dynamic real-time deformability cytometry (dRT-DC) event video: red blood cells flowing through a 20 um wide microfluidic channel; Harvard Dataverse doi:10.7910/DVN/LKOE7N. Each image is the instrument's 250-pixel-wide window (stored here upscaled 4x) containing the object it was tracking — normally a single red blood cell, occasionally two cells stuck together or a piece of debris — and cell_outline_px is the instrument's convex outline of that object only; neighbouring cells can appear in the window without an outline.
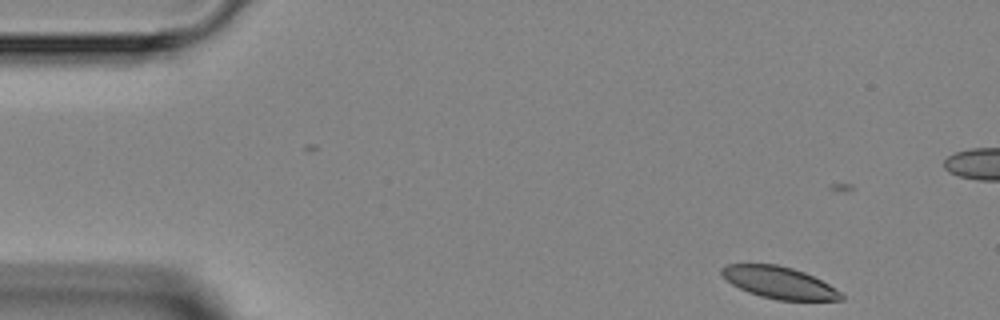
{"species": "Egyptian fruit bat (a non-hibernating species)", "species_latin": "Rousettus aegyptiacus", "temperature_condition": "room temperature", "stored_images_in_passage": 3, "camera_frame_rate_fps": 3000, "um_per_image_px": 0.085, "animal": {"sex": "female"}, "frame": {"image": 1, "passage_image": 1, "time_ms": 0.0, "image_size_px": [1000, 320], "cell_outline_px": [[844, 300], [776, 300], [760, 296], [748, 292], [732, 284], [720, 272], [720, 268], [728, 264], [776, 264], [792, 268], [804, 272], [836, 288], [844, 296]], "centroid_in_image_um": [66.23, 24.02], "position_along_channel_um": 18.8, "area_um2": 22.02}}